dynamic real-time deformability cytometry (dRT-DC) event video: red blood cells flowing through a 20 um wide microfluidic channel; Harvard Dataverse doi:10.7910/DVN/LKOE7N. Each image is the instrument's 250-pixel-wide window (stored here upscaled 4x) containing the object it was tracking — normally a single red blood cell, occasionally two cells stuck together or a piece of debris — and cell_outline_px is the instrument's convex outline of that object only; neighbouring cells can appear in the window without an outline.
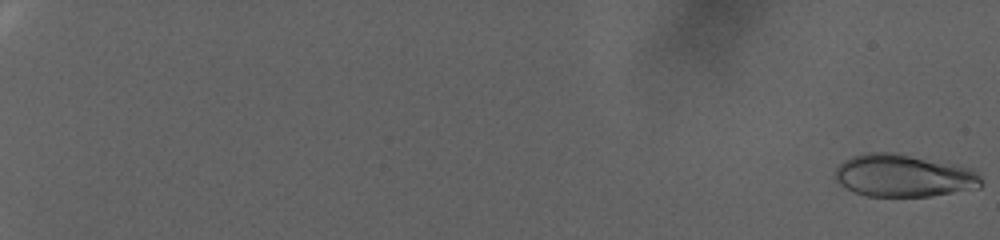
{"species": "human", "species_latin": "Homo sapiens", "temperature_condition": "warm", "stored_images_in_passage": 99, "camera_frame_rate_fps": 3000, "um_per_image_px": 0.085, "donor": {"sex": "female"}, "frame": {"image": 1, "passage_image": 1, "time_ms": 0.0, "image_size_px": [1000, 240], "cell_outline_px": [[984, 184], [980, 188], [932, 196], [868, 196], [856, 192], [840, 184], [836, 180], [836, 168], [844, 160], [852, 156], [864, 152], [896, 152], [976, 168], [980, 172]], "centroid_in_image_um": [76.91, 14.91], "position_along_channel_um": 8.1, "area_um2": 36.76}}
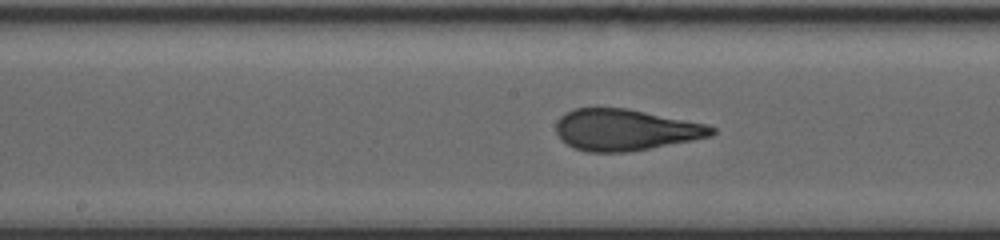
{"frame": {"image": 2, "passage_image": 60, "time_ms": 19.667, "image_size_px": [1000, 240], "cell_outline_px": [[716, 132], [712, 136], [692, 140], [628, 152], [588, 152], [572, 148], [560, 140], [556, 132], [556, 120], [564, 112], [576, 108], [628, 108], [708, 124], [716, 128]], "centroid_in_image_um": [53.13, 11.03], "position_along_channel_um": 195.1, "area_um2": 37.86}}
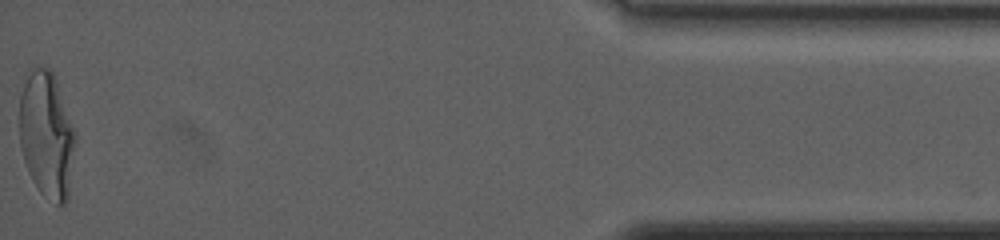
{"frame": {"image": 3, "passage_image": 99, "time_ms": 32.667, "image_size_px": [1000, 240], "cell_outline_px": [[76, 140], [68, 200], [64, 204], [56, 204], [44, 196], [40, 192], [32, 180], [28, 172], [20, 148], [20, 96], [24, 84], [32, 68], [36, 64], [48, 68], [52, 72], [56, 80], [76, 132]], "centroid_in_image_um": [3.98, 11.49], "position_along_channel_um": 431.2, "area_um2": 41.33}, "authors_computed_cell_mechanics": {"area_um2": 36.992, "velocity_mm_per_s": 2.3169, "shape_relaxation_time_tau1_ms": 10.1883, "shape_relaxation_time_tau2_ms": null, "deformation_change_tau1": 0.2664, "deformation_change_tau2": null}}